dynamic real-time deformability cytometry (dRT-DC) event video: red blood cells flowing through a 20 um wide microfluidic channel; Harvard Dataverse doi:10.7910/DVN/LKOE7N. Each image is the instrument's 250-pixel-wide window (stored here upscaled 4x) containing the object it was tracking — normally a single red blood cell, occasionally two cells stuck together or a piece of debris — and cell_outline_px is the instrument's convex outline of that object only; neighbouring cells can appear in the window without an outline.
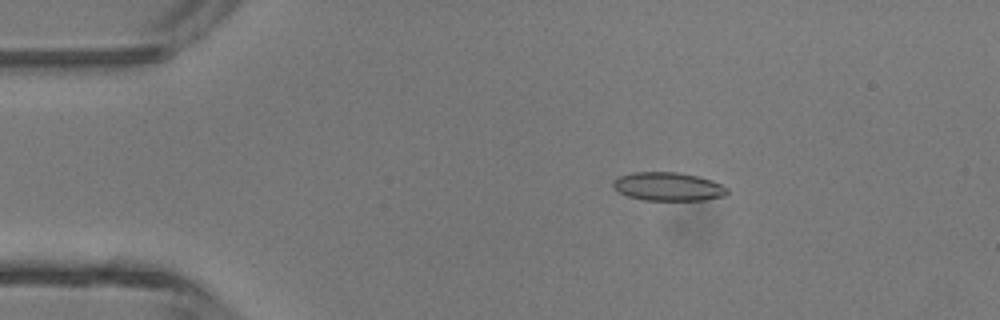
{"species": "common noctule bat (a hibernating species)", "species_latin": "Nyctalus noctula", "temperature_condition": "room temperature", "stored_images_in_passage": 4, "camera_frame_rate_fps": 3000, "um_per_image_px": 0.085, "animal": {"sex": "male", "body_mass_g": 13.3}, "frame": {"image": 1, "passage_image": 2, "time_ms": 0.333, "image_size_px": [1000, 320], "cell_outline_px": [[728, 192], [724, 196], [704, 200], [644, 200], [628, 196], [612, 188], [612, 180], [620, 176], [632, 172], [676, 172], [696, 176], [712, 180], [728, 188]], "centroid_in_image_um": [56.77, 15.86], "position_along_channel_um": 28.2, "area_um2": 18.96}}
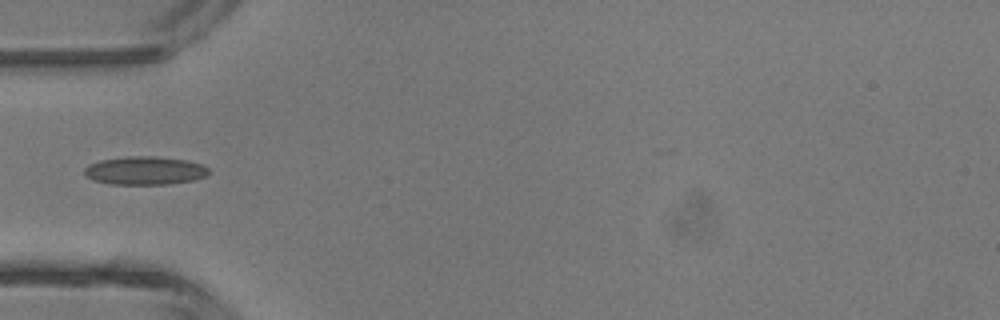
{"frame": {"image": 2, "passage_image": 4, "time_ms": 1.0, "image_size_px": [1000, 320], "cell_outline_px": [[208, 176], [192, 180], [168, 184], [112, 184], [92, 180], [84, 172], [84, 168], [88, 164], [100, 160], [128, 156], [156, 156], [188, 160], [200, 164], [208, 168]], "centroid_in_image_um": [12.31, 14.49], "position_along_channel_um": 72.7, "area_um2": 20.52}}